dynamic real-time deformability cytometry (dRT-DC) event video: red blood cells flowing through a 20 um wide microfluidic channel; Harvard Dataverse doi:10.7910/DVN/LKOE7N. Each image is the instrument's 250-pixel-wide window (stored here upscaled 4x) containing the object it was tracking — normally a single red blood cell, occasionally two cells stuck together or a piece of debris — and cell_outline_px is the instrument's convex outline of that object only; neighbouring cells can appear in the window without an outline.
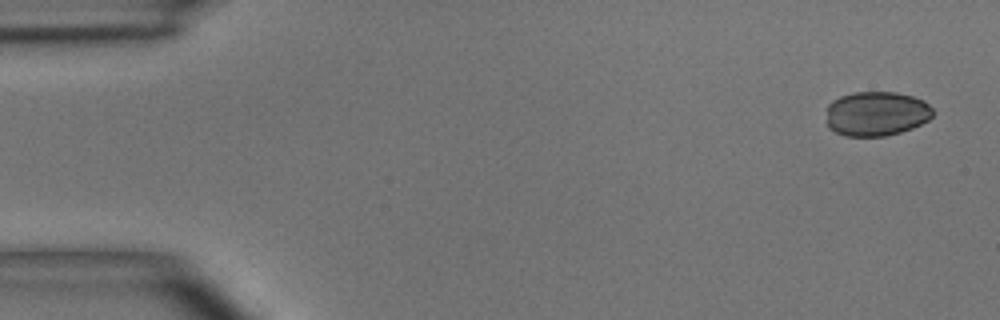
{"species": "common noctule bat (a hibernating species)", "species_latin": "Nyctalus noctula", "temperature_condition": "room temperature", "stored_images_in_passage": 4, "camera_frame_rate_fps": 3000, "um_per_image_px": 0.085, "animal": {"sex": "male", "body_mass_g": 15.6}, "frame": {"image": 1, "passage_image": 1, "time_ms": 0.0, "image_size_px": [1000, 320], "cell_outline_px": [[932, 116], [928, 120], [912, 128], [900, 132], [884, 136], [844, 136], [828, 128], [828, 104], [832, 100], [840, 96], [856, 92], [896, 92], [912, 96], [924, 100], [932, 108]], "centroid_in_image_um": [74.49, 9.66], "position_along_channel_um": 10.5, "area_um2": 27.63}}